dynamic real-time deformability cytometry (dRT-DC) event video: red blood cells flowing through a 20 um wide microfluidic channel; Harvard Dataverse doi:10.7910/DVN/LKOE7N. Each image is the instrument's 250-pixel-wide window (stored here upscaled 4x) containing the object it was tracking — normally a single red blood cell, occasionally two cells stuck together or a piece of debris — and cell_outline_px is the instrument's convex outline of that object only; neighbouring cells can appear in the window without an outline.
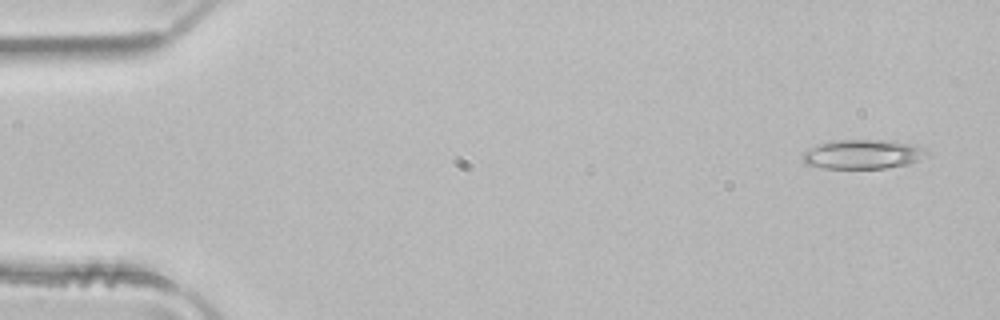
{"species": "common noctule bat (a hibernating species)", "species_latin": "Nyctalus noctula", "temperature_condition": "room temperature", "stored_images_in_passage": 4, "camera_frame_rate_fps": 3000, "um_per_image_px": 0.085, "animal": {"sex": "male", "body_mass_g": 21.5, "forearm_length_mm": 52.0}, "frame": {"image": 1, "passage_image": 1, "time_ms": 0.0, "image_size_px": [1000, 320], "cell_outline_px": [[928, 152], [916, 160], [908, 164], [884, 168], [820, 168], [808, 164], [804, 160], [804, 152], [808, 148], [816, 144], [832, 140], [884, 140], [916, 144], [924, 148]], "centroid_in_image_um": [73.31, 13.09], "position_along_channel_um": 11.7, "area_um2": 21.04}}
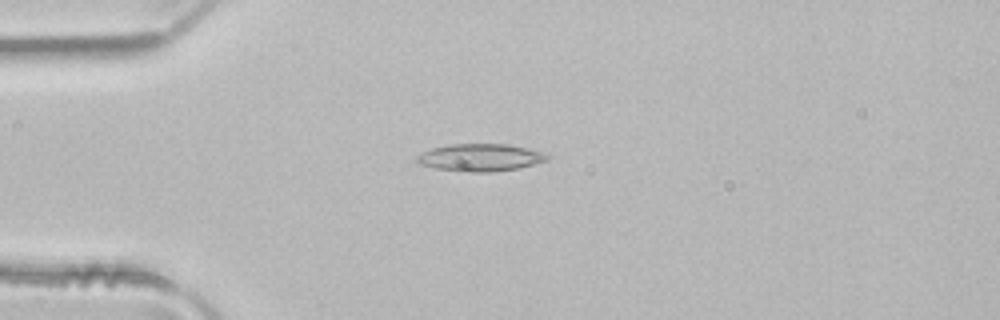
{"frame": {"image": 2, "passage_image": 4, "time_ms": 1.0, "image_size_px": [1000, 320], "cell_outline_px": [[552, 156], [548, 160], [516, 168], [488, 172], [460, 172], [436, 168], [420, 164], [416, 160], [416, 156], [432, 148], [452, 144], [508, 144], [528, 148], [544, 152]], "centroid_in_image_um": [40.85, 13.38], "position_along_channel_um": 44.2, "area_um2": 20.75}}